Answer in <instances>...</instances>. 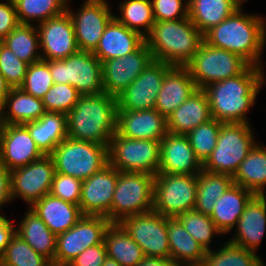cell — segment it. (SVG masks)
Listing matches in <instances>:
<instances>
[{
	"mask_svg": "<svg viewBox=\"0 0 266 266\" xmlns=\"http://www.w3.org/2000/svg\"><path fill=\"white\" fill-rule=\"evenodd\" d=\"M10 90L11 87L8 85L5 80V77L0 72V108L4 104L5 98L8 96Z\"/></svg>",
	"mask_w": 266,
	"mask_h": 266,
	"instance_id": "11a10c76",
	"label": "cell"
},
{
	"mask_svg": "<svg viewBox=\"0 0 266 266\" xmlns=\"http://www.w3.org/2000/svg\"><path fill=\"white\" fill-rule=\"evenodd\" d=\"M44 155H50L67 135V114L46 112L38 120L24 124Z\"/></svg>",
	"mask_w": 266,
	"mask_h": 266,
	"instance_id": "4dcf8cb0",
	"label": "cell"
},
{
	"mask_svg": "<svg viewBox=\"0 0 266 266\" xmlns=\"http://www.w3.org/2000/svg\"><path fill=\"white\" fill-rule=\"evenodd\" d=\"M25 211L22 219L17 221L16 233L38 254L46 257L49 261L54 260L56 235L50 231L34 211L30 208Z\"/></svg>",
	"mask_w": 266,
	"mask_h": 266,
	"instance_id": "1f68e13d",
	"label": "cell"
},
{
	"mask_svg": "<svg viewBox=\"0 0 266 266\" xmlns=\"http://www.w3.org/2000/svg\"><path fill=\"white\" fill-rule=\"evenodd\" d=\"M36 26L42 60H61L79 51L74 26L67 11Z\"/></svg>",
	"mask_w": 266,
	"mask_h": 266,
	"instance_id": "ac0fdd59",
	"label": "cell"
},
{
	"mask_svg": "<svg viewBox=\"0 0 266 266\" xmlns=\"http://www.w3.org/2000/svg\"><path fill=\"white\" fill-rule=\"evenodd\" d=\"M212 118L208 97L203 89H197L167 117V129L172 134L187 135Z\"/></svg>",
	"mask_w": 266,
	"mask_h": 266,
	"instance_id": "484cf974",
	"label": "cell"
},
{
	"mask_svg": "<svg viewBox=\"0 0 266 266\" xmlns=\"http://www.w3.org/2000/svg\"><path fill=\"white\" fill-rule=\"evenodd\" d=\"M258 141L241 162L233 178L234 184L254 195H266V145Z\"/></svg>",
	"mask_w": 266,
	"mask_h": 266,
	"instance_id": "d6a6232c",
	"label": "cell"
},
{
	"mask_svg": "<svg viewBox=\"0 0 266 266\" xmlns=\"http://www.w3.org/2000/svg\"><path fill=\"white\" fill-rule=\"evenodd\" d=\"M55 174L53 159L44 155L30 164L10 172L12 203L17 199L30 208L50 192Z\"/></svg>",
	"mask_w": 266,
	"mask_h": 266,
	"instance_id": "4fadbf2b",
	"label": "cell"
},
{
	"mask_svg": "<svg viewBox=\"0 0 266 266\" xmlns=\"http://www.w3.org/2000/svg\"><path fill=\"white\" fill-rule=\"evenodd\" d=\"M145 38L113 18L105 27L96 49L92 52L100 61L121 58L136 51Z\"/></svg>",
	"mask_w": 266,
	"mask_h": 266,
	"instance_id": "d4e9b609",
	"label": "cell"
},
{
	"mask_svg": "<svg viewBox=\"0 0 266 266\" xmlns=\"http://www.w3.org/2000/svg\"><path fill=\"white\" fill-rule=\"evenodd\" d=\"M153 60L144 42L136 51L102 62L103 91L118 97Z\"/></svg>",
	"mask_w": 266,
	"mask_h": 266,
	"instance_id": "e0dca14e",
	"label": "cell"
},
{
	"mask_svg": "<svg viewBox=\"0 0 266 266\" xmlns=\"http://www.w3.org/2000/svg\"><path fill=\"white\" fill-rule=\"evenodd\" d=\"M119 171L110 164L82 180L80 209L83 215L104 216L111 222V204Z\"/></svg>",
	"mask_w": 266,
	"mask_h": 266,
	"instance_id": "d6986e66",
	"label": "cell"
},
{
	"mask_svg": "<svg viewBox=\"0 0 266 266\" xmlns=\"http://www.w3.org/2000/svg\"><path fill=\"white\" fill-rule=\"evenodd\" d=\"M117 132L130 139L161 141L168 133L167 118L156 109L118 111Z\"/></svg>",
	"mask_w": 266,
	"mask_h": 266,
	"instance_id": "603a6c76",
	"label": "cell"
},
{
	"mask_svg": "<svg viewBox=\"0 0 266 266\" xmlns=\"http://www.w3.org/2000/svg\"><path fill=\"white\" fill-rule=\"evenodd\" d=\"M1 42L28 65L42 59L36 25L19 24Z\"/></svg>",
	"mask_w": 266,
	"mask_h": 266,
	"instance_id": "f35d334b",
	"label": "cell"
},
{
	"mask_svg": "<svg viewBox=\"0 0 266 266\" xmlns=\"http://www.w3.org/2000/svg\"><path fill=\"white\" fill-rule=\"evenodd\" d=\"M155 22L188 17V0H151Z\"/></svg>",
	"mask_w": 266,
	"mask_h": 266,
	"instance_id": "c3c4849f",
	"label": "cell"
},
{
	"mask_svg": "<svg viewBox=\"0 0 266 266\" xmlns=\"http://www.w3.org/2000/svg\"><path fill=\"white\" fill-rule=\"evenodd\" d=\"M244 6L245 3L207 31L203 35L204 42L239 55L249 65L265 68L262 58L266 45V19L259 13L245 12Z\"/></svg>",
	"mask_w": 266,
	"mask_h": 266,
	"instance_id": "7a4b0ae2",
	"label": "cell"
},
{
	"mask_svg": "<svg viewBox=\"0 0 266 266\" xmlns=\"http://www.w3.org/2000/svg\"><path fill=\"white\" fill-rule=\"evenodd\" d=\"M67 2L69 13L76 37L77 46L80 51L93 52L104 33L105 27L114 18V12L109 0H83L76 11Z\"/></svg>",
	"mask_w": 266,
	"mask_h": 266,
	"instance_id": "7c38bea8",
	"label": "cell"
},
{
	"mask_svg": "<svg viewBox=\"0 0 266 266\" xmlns=\"http://www.w3.org/2000/svg\"><path fill=\"white\" fill-rule=\"evenodd\" d=\"M0 125H2V123H1V108H0Z\"/></svg>",
	"mask_w": 266,
	"mask_h": 266,
	"instance_id": "680465c9",
	"label": "cell"
},
{
	"mask_svg": "<svg viewBox=\"0 0 266 266\" xmlns=\"http://www.w3.org/2000/svg\"><path fill=\"white\" fill-rule=\"evenodd\" d=\"M249 64L239 55L202 42L197 53L185 65L197 88L241 74Z\"/></svg>",
	"mask_w": 266,
	"mask_h": 266,
	"instance_id": "30bf717a",
	"label": "cell"
},
{
	"mask_svg": "<svg viewBox=\"0 0 266 266\" xmlns=\"http://www.w3.org/2000/svg\"><path fill=\"white\" fill-rule=\"evenodd\" d=\"M48 66L53 83L71 85L80 95L104 92L102 63L90 51L79 50L65 59L50 60Z\"/></svg>",
	"mask_w": 266,
	"mask_h": 266,
	"instance_id": "52a82bcc",
	"label": "cell"
},
{
	"mask_svg": "<svg viewBox=\"0 0 266 266\" xmlns=\"http://www.w3.org/2000/svg\"><path fill=\"white\" fill-rule=\"evenodd\" d=\"M117 98L102 92L81 95L67 113V135L71 139L108 145L117 132Z\"/></svg>",
	"mask_w": 266,
	"mask_h": 266,
	"instance_id": "3957f363",
	"label": "cell"
},
{
	"mask_svg": "<svg viewBox=\"0 0 266 266\" xmlns=\"http://www.w3.org/2000/svg\"><path fill=\"white\" fill-rule=\"evenodd\" d=\"M197 192V174L155 175L153 210L167 218H176L194 210Z\"/></svg>",
	"mask_w": 266,
	"mask_h": 266,
	"instance_id": "8fae6325",
	"label": "cell"
},
{
	"mask_svg": "<svg viewBox=\"0 0 266 266\" xmlns=\"http://www.w3.org/2000/svg\"><path fill=\"white\" fill-rule=\"evenodd\" d=\"M82 180L60 173H55L50 194L66 202L79 205Z\"/></svg>",
	"mask_w": 266,
	"mask_h": 266,
	"instance_id": "7dc6e473",
	"label": "cell"
},
{
	"mask_svg": "<svg viewBox=\"0 0 266 266\" xmlns=\"http://www.w3.org/2000/svg\"><path fill=\"white\" fill-rule=\"evenodd\" d=\"M253 196L251 191L233 183L216 201L210 218L224 237L236 227L246 204Z\"/></svg>",
	"mask_w": 266,
	"mask_h": 266,
	"instance_id": "83f0119b",
	"label": "cell"
},
{
	"mask_svg": "<svg viewBox=\"0 0 266 266\" xmlns=\"http://www.w3.org/2000/svg\"><path fill=\"white\" fill-rule=\"evenodd\" d=\"M19 24L13 0H0V41Z\"/></svg>",
	"mask_w": 266,
	"mask_h": 266,
	"instance_id": "f907efd6",
	"label": "cell"
},
{
	"mask_svg": "<svg viewBox=\"0 0 266 266\" xmlns=\"http://www.w3.org/2000/svg\"><path fill=\"white\" fill-rule=\"evenodd\" d=\"M203 165L197 159L187 135L167 133L161 139L160 174H198Z\"/></svg>",
	"mask_w": 266,
	"mask_h": 266,
	"instance_id": "7402d4cb",
	"label": "cell"
},
{
	"mask_svg": "<svg viewBox=\"0 0 266 266\" xmlns=\"http://www.w3.org/2000/svg\"><path fill=\"white\" fill-rule=\"evenodd\" d=\"M167 235L170 246V257L179 266H200L206 251L186 231L180 220L167 218Z\"/></svg>",
	"mask_w": 266,
	"mask_h": 266,
	"instance_id": "f1b7e54d",
	"label": "cell"
},
{
	"mask_svg": "<svg viewBox=\"0 0 266 266\" xmlns=\"http://www.w3.org/2000/svg\"><path fill=\"white\" fill-rule=\"evenodd\" d=\"M0 214V257L5 253L6 247L16 232V219Z\"/></svg>",
	"mask_w": 266,
	"mask_h": 266,
	"instance_id": "f5cc1de1",
	"label": "cell"
},
{
	"mask_svg": "<svg viewBox=\"0 0 266 266\" xmlns=\"http://www.w3.org/2000/svg\"><path fill=\"white\" fill-rule=\"evenodd\" d=\"M11 202H12V196H11V184H10V171L0 159V214L5 213L2 210L3 207L7 206V204L9 205Z\"/></svg>",
	"mask_w": 266,
	"mask_h": 266,
	"instance_id": "816d5d0a",
	"label": "cell"
},
{
	"mask_svg": "<svg viewBox=\"0 0 266 266\" xmlns=\"http://www.w3.org/2000/svg\"><path fill=\"white\" fill-rule=\"evenodd\" d=\"M203 41V34L188 17L155 22L145 37L153 60L172 66H185L197 53Z\"/></svg>",
	"mask_w": 266,
	"mask_h": 266,
	"instance_id": "277c9868",
	"label": "cell"
},
{
	"mask_svg": "<svg viewBox=\"0 0 266 266\" xmlns=\"http://www.w3.org/2000/svg\"><path fill=\"white\" fill-rule=\"evenodd\" d=\"M102 266H121L117 261L107 257Z\"/></svg>",
	"mask_w": 266,
	"mask_h": 266,
	"instance_id": "9f6ffc18",
	"label": "cell"
},
{
	"mask_svg": "<svg viewBox=\"0 0 266 266\" xmlns=\"http://www.w3.org/2000/svg\"><path fill=\"white\" fill-rule=\"evenodd\" d=\"M265 232L266 195H254L246 204L236 227L225 239L246 250L257 253Z\"/></svg>",
	"mask_w": 266,
	"mask_h": 266,
	"instance_id": "44dd1931",
	"label": "cell"
},
{
	"mask_svg": "<svg viewBox=\"0 0 266 266\" xmlns=\"http://www.w3.org/2000/svg\"><path fill=\"white\" fill-rule=\"evenodd\" d=\"M119 224L142 248L147 257L169 258L167 217L154 210L125 217Z\"/></svg>",
	"mask_w": 266,
	"mask_h": 266,
	"instance_id": "5bb4252c",
	"label": "cell"
},
{
	"mask_svg": "<svg viewBox=\"0 0 266 266\" xmlns=\"http://www.w3.org/2000/svg\"><path fill=\"white\" fill-rule=\"evenodd\" d=\"M177 218L183 224L186 231L206 252L214 248V238L217 240L219 236H222L221 241H223V233L217 228L210 216L196 210H190L179 215Z\"/></svg>",
	"mask_w": 266,
	"mask_h": 266,
	"instance_id": "60d3db41",
	"label": "cell"
},
{
	"mask_svg": "<svg viewBox=\"0 0 266 266\" xmlns=\"http://www.w3.org/2000/svg\"><path fill=\"white\" fill-rule=\"evenodd\" d=\"M50 156L55 173L85 180L108 165V145L66 137Z\"/></svg>",
	"mask_w": 266,
	"mask_h": 266,
	"instance_id": "8992f818",
	"label": "cell"
},
{
	"mask_svg": "<svg viewBox=\"0 0 266 266\" xmlns=\"http://www.w3.org/2000/svg\"><path fill=\"white\" fill-rule=\"evenodd\" d=\"M222 124V122L217 121L216 119H211L187 134L191 147L202 165L210 157L217 145Z\"/></svg>",
	"mask_w": 266,
	"mask_h": 266,
	"instance_id": "7bdbcfd3",
	"label": "cell"
},
{
	"mask_svg": "<svg viewBox=\"0 0 266 266\" xmlns=\"http://www.w3.org/2000/svg\"><path fill=\"white\" fill-rule=\"evenodd\" d=\"M111 223L104 216L83 215L72 228L56 236L54 261L68 264L86 248L103 243Z\"/></svg>",
	"mask_w": 266,
	"mask_h": 266,
	"instance_id": "9a60e30c",
	"label": "cell"
},
{
	"mask_svg": "<svg viewBox=\"0 0 266 266\" xmlns=\"http://www.w3.org/2000/svg\"><path fill=\"white\" fill-rule=\"evenodd\" d=\"M30 209L56 236L72 228L83 217L79 205L66 202L50 193L36 201Z\"/></svg>",
	"mask_w": 266,
	"mask_h": 266,
	"instance_id": "4316f807",
	"label": "cell"
},
{
	"mask_svg": "<svg viewBox=\"0 0 266 266\" xmlns=\"http://www.w3.org/2000/svg\"><path fill=\"white\" fill-rule=\"evenodd\" d=\"M43 156L24 125H1L0 159L10 172Z\"/></svg>",
	"mask_w": 266,
	"mask_h": 266,
	"instance_id": "ffe728a7",
	"label": "cell"
},
{
	"mask_svg": "<svg viewBox=\"0 0 266 266\" xmlns=\"http://www.w3.org/2000/svg\"><path fill=\"white\" fill-rule=\"evenodd\" d=\"M243 3L242 0H188V18L204 35Z\"/></svg>",
	"mask_w": 266,
	"mask_h": 266,
	"instance_id": "836d02e7",
	"label": "cell"
},
{
	"mask_svg": "<svg viewBox=\"0 0 266 266\" xmlns=\"http://www.w3.org/2000/svg\"><path fill=\"white\" fill-rule=\"evenodd\" d=\"M48 261L15 232L0 257V266H44Z\"/></svg>",
	"mask_w": 266,
	"mask_h": 266,
	"instance_id": "b9f144b4",
	"label": "cell"
},
{
	"mask_svg": "<svg viewBox=\"0 0 266 266\" xmlns=\"http://www.w3.org/2000/svg\"><path fill=\"white\" fill-rule=\"evenodd\" d=\"M219 246L216 248V246ZM207 251L200 266H266L262 255L246 250L227 239Z\"/></svg>",
	"mask_w": 266,
	"mask_h": 266,
	"instance_id": "8d00e7d4",
	"label": "cell"
},
{
	"mask_svg": "<svg viewBox=\"0 0 266 266\" xmlns=\"http://www.w3.org/2000/svg\"><path fill=\"white\" fill-rule=\"evenodd\" d=\"M44 266H69V265L52 260L48 261Z\"/></svg>",
	"mask_w": 266,
	"mask_h": 266,
	"instance_id": "6f0895ef",
	"label": "cell"
},
{
	"mask_svg": "<svg viewBox=\"0 0 266 266\" xmlns=\"http://www.w3.org/2000/svg\"><path fill=\"white\" fill-rule=\"evenodd\" d=\"M114 18L144 38L150 33L155 20L151 0H122L117 5ZM118 14V15H117Z\"/></svg>",
	"mask_w": 266,
	"mask_h": 266,
	"instance_id": "74e56055",
	"label": "cell"
},
{
	"mask_svg": "<svg viewBox=\"0 0 266 266\" xmlns=\"http://www.w3.org/2000/svg\"><path fill=\"white\" fill-rule=\"evenodd\" d=\"M264 69L249 65L238 76L203 88L208 97L212 118L222 123L252 124L247 115L266 84Z\"/></svg>",
	"mask_w": 266,
	"mask_h": 266,
	"instance_id": "6da1fadb",
	"label": "cell"
},
{
	"mask_svg": "<svg viewBox=\"0 0 266 266\" xmlns=\"http://www.w3.org/2000/svg\"><path fill=\"white\" fill-rule=\"evenodd\" d=\"M81 95L68 84L54 83L42 98L46 112L67 114L78 102Z\"/></svg>",
	"mask_w": 266,
	"mask_h": 266,
	"instance_id": "f6af8a7d",
	"label": "cell"
},
{
	"mask_svg": "<svg viewBox=\"0 0 266 266\" xmlns=\"http://www.w3.org/2000/svg\"><path fill=\"white\" fill-rule=\"evenodd\" d=\"M233 183V178L230 175L202 169L197 174V192L194 210L211 216L216 201Z\"/></svg>",
	"mask_w": 266,
	"mask_h": 266,
	"instance_id": "d590c367",
	"label": "cell"
},
{
	"mask_svg": "<svg viewBox=\"0 0 266 266\" xmlns=\"http://www.w3.org/2000/svg\"><path fill=\"white\" fill-rule=\"evenodd\" d=\"M197 89L189 70L185 66H173L163 79L155 109L167 118Z\"/></svg>",
	"mask_w": 266,
	"mask_h": 266,
	"instance_id": "cb8c5ba5",
	"label": "cell"
},
{
	"mask_svg": "<svg viewBox=\"0 0 266 266\" xmlns=\"http://www.w3.org/2000/svg\"><path fill=\"white\" fill-rule=\"evenodd\" d=\"M137 266H179L171 257L158 258L145 256Z\"/></svg>",
	"mask_w": 266,
	"mask_h": 266,
	"instance_id": "db71d44e",
	"label": "cell"
},
{
	"mask_svg": "<svg viewBox=\"0 0 266 266\" xmlns=\"http://www.w3.org/2000/svg\"><path fill=\"white\" fill-rule=\"evenodd\" d=\"M20 24L37 25L63 14L68 0H13Z\"/></svg>",
	"mask_w": 266,
	"mask_h": 266,
	"instance_id": "ab89813d",
	"label": "cell"
},
{
	"mask_svg": "<svg viewBox=\"0 0 266 266\" xmlns=\"http://www.w3.org/2000/svg\"><path fill=\"white\" fill-rule=\"evenodd\" d=\"M253 128L248 123H223L217 145L203 164V169L233 177L241 162L258 142Z\"/></svg>",
	"mask_w": 266,
	"mask_h": 266,
	"instance_id": "5b68a950",
	"label": "cell"
},
{
	"mask_svg": "<svg viewBox=\"0 0 266 266\" xmlns=\"http://www.w3.org/2000/svg\"><path fill=\"white\" fill-rule=\"evenodd\" d=\"M161 141L130 139L116 132L108 144V164L122 172L157 175Z\"/></svg>",
	"mask_w": 266,
	"mask_h": 266,
	"instance_id": "ba28073f",
	"label": "cell"
},
{
	"mask_svg": "<svg viewBox=\"0 0 266 266\" xmlns=\"http://www.w3.org/2000/svg\"><path fill=\"white\" fill-rule=\"evenodd\" d=\"M172 67L163 61L152 60L144 71L117 97L118 111L155 109L163 79Z\"/></svg>",
	"mask_w": 266,
	"mask_h": 266,
	"instance_id": "2e32d148",
	"label": "cell"
},
{
	"mask_svg": "<svg viewBox=\"0 0 266 266\" xmlns=\"http://www.w3.org/2000/svg\"><path fill=\"white\" fill-rule=\"evenodd\" d=\"M47 60H40L28 65L22 86L24 92L42 99L53 85Z\"/></svg>",
	"mask_w": 266,
	"mask_h": 266,
	"instance_id": "ee69618b",
	"label": "cell"
},
{
	"mask_svg": "<svg viewBox=\"0 0 266 266\" xmlns=\"http://www.w3.org/2000/svg\"><path fill=\"white\" fill-rule=\"evenodd\" d=\"M28 64L20 60L0 41V72L11 88H20L24 82Z\"/></svg>",
	"mask_w": 266,
	"mask_h": 266,
	"instance_id": "bcb514c9",
	"label": "cell"
},
{
	"mask_svg": "<svg viewBox=\"0 0 266 266\" xmlns=\"http://www.w3.org/2000/svg\"><path fill=\"white\" fill-rule=\"evenodd\" d=\"M107 258L104 242L83 250L78 256L72 259L69 266H102Z\"/></svg>",
	"mask_w": 266,
	"mask_h": 266,
	"instance_id": "681fc988",
	"label": "cell"
},
{
	"mask_svg": "<svg viewBox=\"0 0 266 266\" xmlns=\"http://www.w3.org/2000/svg\"><path fill=\"white\" fill-rule=\"evenodd\" d=\"M155 176L119 171L111 204V222L153 210Z\"/></svg>",
	"mask_w": 266,
	"mask_h": 266,
	"instance_id": "9c48e42d",
	"label": "cell"
},
{
	"mask_svg": "<svg viewBox=\"0 0 266 266\" xmlns=\"http://www.w3.org/2000/svg\"><path fill=\"white\" fill-rule=\"evenodd\" d=\"M107 257L121 266H137L145 257L142 248L119 223H111L104 235Z\"/></svg>",
	"mask_w": 266,
	"mask_h": 266,
	"instance_id": "e575fe53",
	"label": "cell"
},
{
	"mask_svg": "<svg viewBox=\"0 0 266 266\" xmlns=\"http://www.w3.org/2000/svg\"><path fill=\"white\" fill-rule=\"evenodd\" d=\"M45 113L42 99L21 88H11L1 107V123L24 125L38 120Z\"/></svg>",
	"mask_w": 266,
	"mask_h": 266,
	"instance_id": "f546056e",
	"label": "cell"
}]
</instances>
